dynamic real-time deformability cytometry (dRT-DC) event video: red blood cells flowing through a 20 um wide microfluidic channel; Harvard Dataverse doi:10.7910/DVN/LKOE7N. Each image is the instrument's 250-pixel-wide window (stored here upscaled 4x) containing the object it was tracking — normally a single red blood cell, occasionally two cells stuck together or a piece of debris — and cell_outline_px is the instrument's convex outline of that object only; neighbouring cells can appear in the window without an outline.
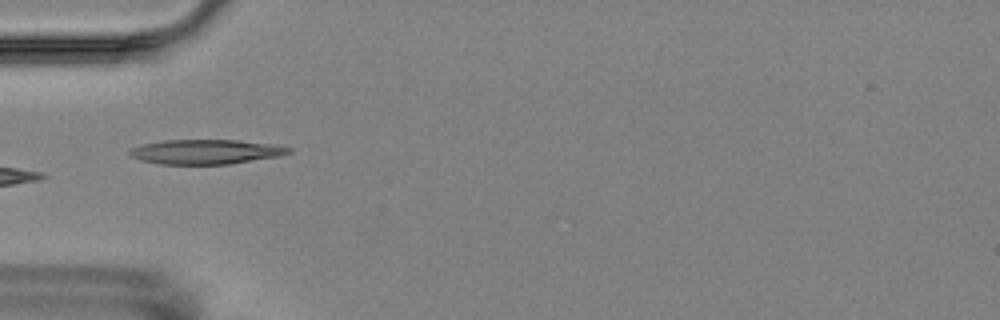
{"species": "Egyptian fruit bat (a non-hibernating species)", "species_latin": "Rousettus aegyptiacus", "temperature_condition": "room temperature", "stored_images_in_passage": 8, "camera_frame_rate_fps": 3000, "um_per_image_px": 0.085, "animal": {"sex": "female"}, "frame": {"image": 1, "passage_image": 5, "time_ms": 5.333, "image_size_px": [1000, 320], "cell_outline_px": [[292, 152], [280, 156], [228, 164], [160, 164], [140, 160], [128, 156], [128, 152], [132, 148], [144, 144], [164, 140], [240, 140], [276, 144], [292, 148]], "centroid_in_image_um": [17.52, 12.9], "position_along_channel_um": 67.5, "area_um2": 22.95}}
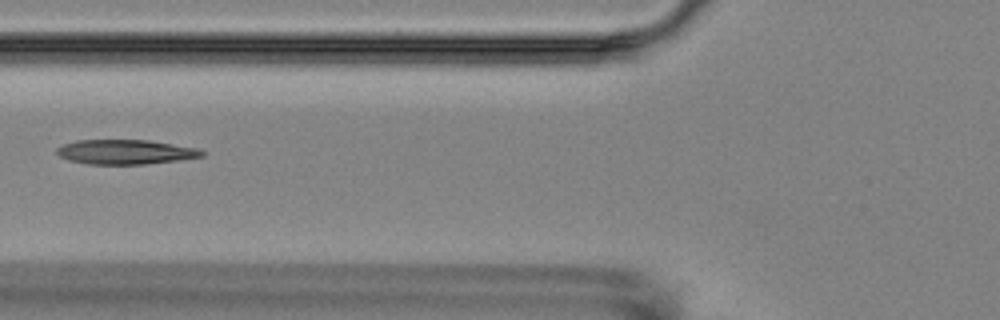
{"frame": {"image": 2, "passage_image": 6, "time_ms": 6.667, "image_size_px": [1000, 320], "cell_outline_px": [[204, 156], [180, 160], [144, 164], [88, 164], [68, 160], [60, 156], [56, 152], [56, 148], [64, 144], [76, 140], [148, 140], [196, 148], [204, 152]], "centroid_in_image_um": [10.64, 12.92], "position_along_channel_um": 115.2, "area_um2": 20.69}}
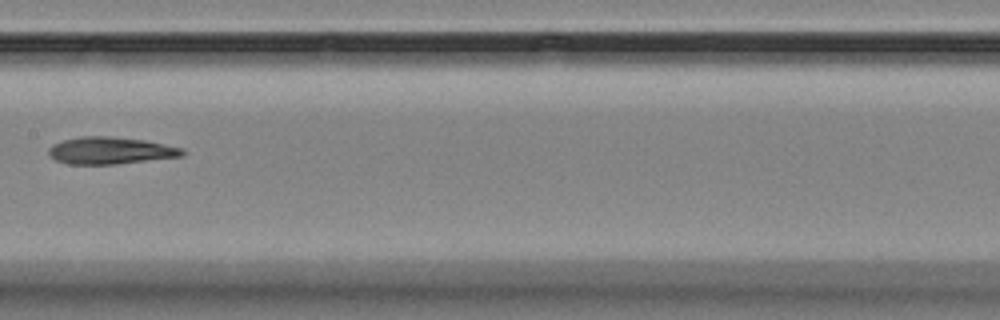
{"frame": {"image": 3, "passage_image": 8, "time_ms": 9.0, "image_size_px": [1000, 320], "cell_outline_px": [[184, 156], [116, 164], [68, 164], [56, 160], [48, 152], [48, 148], [52, 144], [64, 140], [80, 136], [108, 136], [144, 140], [180, 148], [184, 152]], "centroid_in_image_um": [9.35, 12.8], "position_along_channel_um": 198.1, "area_um2": 20.87}}